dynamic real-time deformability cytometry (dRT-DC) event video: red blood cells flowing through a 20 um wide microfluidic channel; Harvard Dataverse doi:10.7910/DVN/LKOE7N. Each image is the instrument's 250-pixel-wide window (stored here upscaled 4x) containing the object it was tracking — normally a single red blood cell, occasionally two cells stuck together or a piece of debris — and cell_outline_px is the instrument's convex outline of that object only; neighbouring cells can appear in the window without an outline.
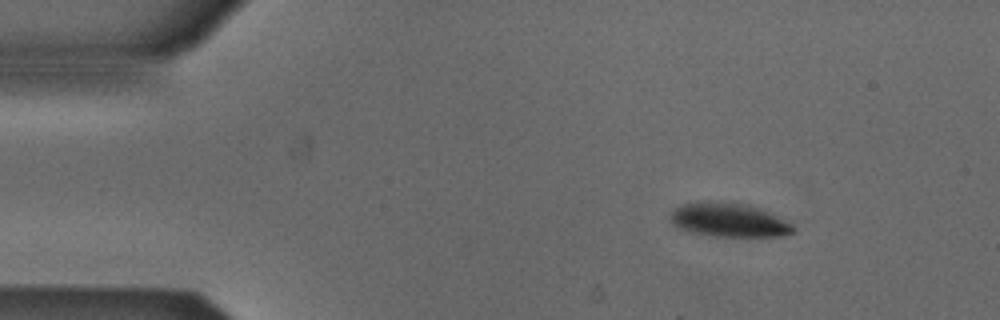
{"species": "Egyptian fruit bat (a non-hibernating species)", "species_latin": "Rousettus aegyptiacus", "temperature_condition": "cold", "stored_images_in_passage": 46, "camera_frame_rate_fps": 3000, "um_per_image_px": 0.085, "animal": {"sex": "male"}, "frame": {"image": 1, "passage_image": 1, "time_ms": 0.0, "image_size_px": [1000, 320], "cell_outline_px": [[796, 232], [780, 236], [712, 236], [692, 232], [676, 228], [668, 220], [668, 216], [680, 204], [696, 200], [732, 200], [748, 204], [760, 208], [792, 224], [796, 228]], "centroid_in_image_um": [61.88, 18.66], "position_along_channel_um": 23.1, "area_um2": 25.09}}
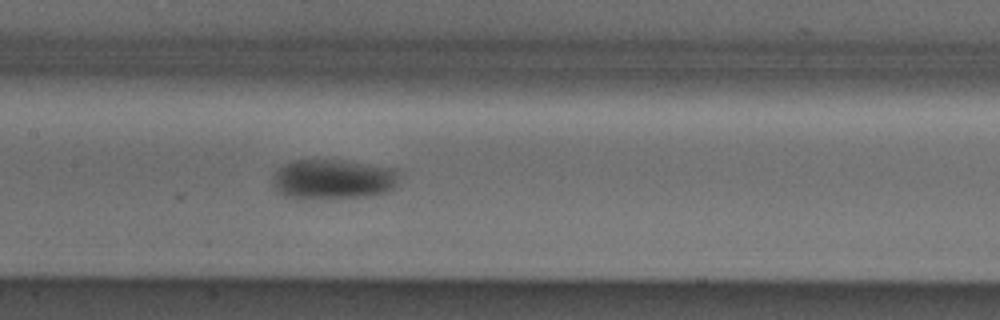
{"frame": {"image": 2, "passage_image": 19, "time_ms": 6.0, "image_size_px": [1000, 320], "cell_outline_px": [[396, 184], [392, 188], [384, 192], [364, 196], [304, 200], [296, 200], [284, 196], [272, 184], [272, 176], [284, 164], [292, 160], [340, 160], [392, 168], [396, 172]], "centroid_in_image_um": [28.2, 15.26], "position_along_channel_um": 179.2, "area_um2": 29.3}}
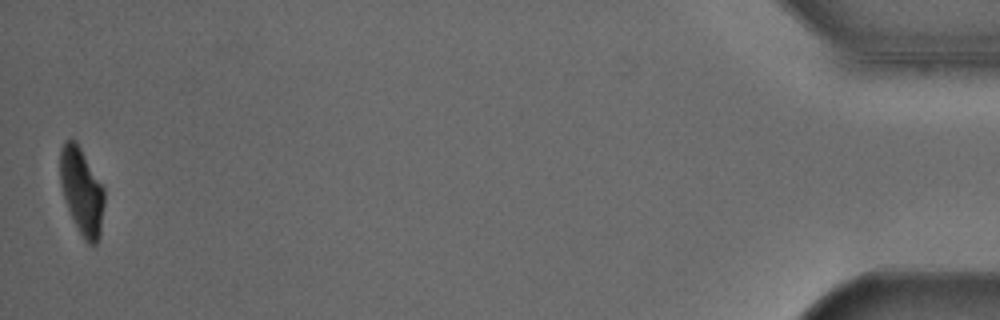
{"frame": {"image": 3, "passage_image": 46, "time_ms": 15.0, "image_size_px": [1000, 320], "cell_outline_px": [[104, 204], [100, 236], [96, 244], [88, 244], [84, 240], [68, 208], [60, 184], [60, 148], [64, 140], [76, 140], [104, 188]], "centroid_in_image_um": [6.95, 16.23], "position_along_channel_um": 428.3, "area_um2": 22.14}, "authors_computed_cell_mechanics": {"area_um2": 27.0504, "velocity_mm_per_s": 3.8633, "shape_relaxation_time_tau1_ms": 4.5145, "shape_relaxation_time_tau2_ms": null, "deformation_change_tau1": 0.1296, "deformation_change_tau2": null}}